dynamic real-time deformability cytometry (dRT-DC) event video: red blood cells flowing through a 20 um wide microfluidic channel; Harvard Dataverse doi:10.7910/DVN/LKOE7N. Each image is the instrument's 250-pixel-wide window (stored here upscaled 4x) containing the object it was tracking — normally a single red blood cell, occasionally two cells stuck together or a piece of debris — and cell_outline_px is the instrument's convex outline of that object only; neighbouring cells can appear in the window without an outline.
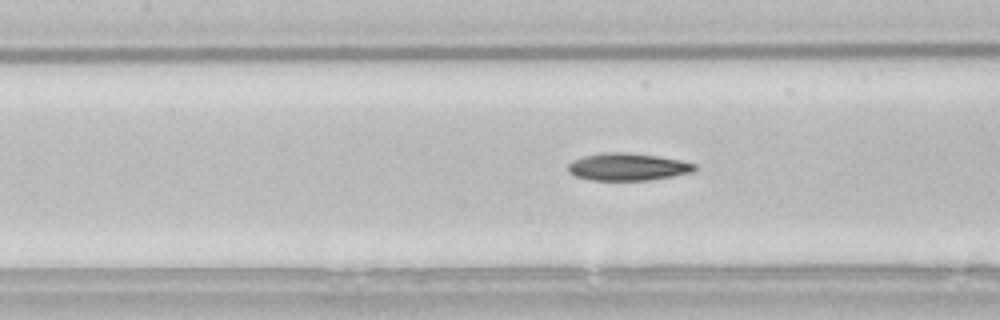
{"species": "common noctule bat (a hibernating species)", "species_latin": "Nyctalus noctula", "temperature_condition": "room temperature", "stored_images_in_passage": 38, "camera_frame_rate_fps": 3000, "um_per_image_px": 0.085, "animal": {"sex": "male", "body_mass_g": 21.5, "forearm_length_mm": 52.0}, "frame": {"image": 1, "passage_image": 11, "time_ms": 3.333, "image_size_px": [1000, 320], "cell_outline_px": [[696, 168], [692, 172], [672, 176], [648, 180], [592, 180], [576, 176], [568, 172], [568, 164], [572, 160], [584, 156], [600, 152], [624, 152], [656, 156], [680, 160], [696, 164]], "centroid_in_image_um": [53.32, 14.18], "position_along_channel_um": 154.1, "area_um2": 20.11}}
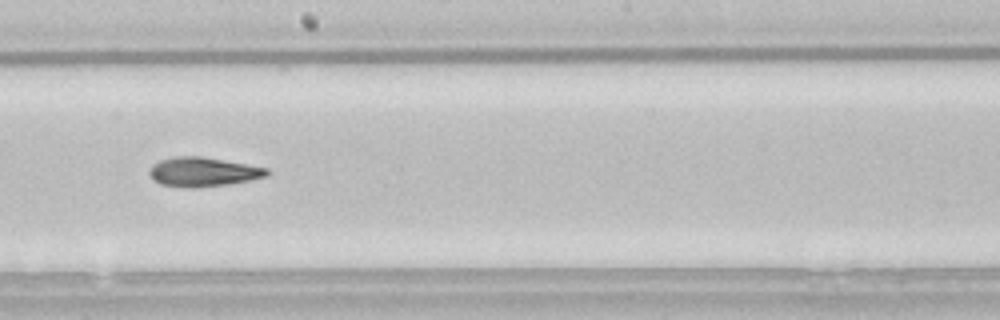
{"frame": {"image": 2, "passage_image": 17, "time_ms": 5.333, "image_size_px": [1000, 320], "cell_outline_px": [[272, 172], [268, 176], [228, 184], [196, 188], [184, 188], [160, 184], [152, 180], [148, 172], [152, 164], [160, 160], [176, 156], [200, 156], [268, 168]], "centroid_in_image_um": [17.23, 14.62], "position_along_channel_um": 231.0, "area_um2": 20.17}}
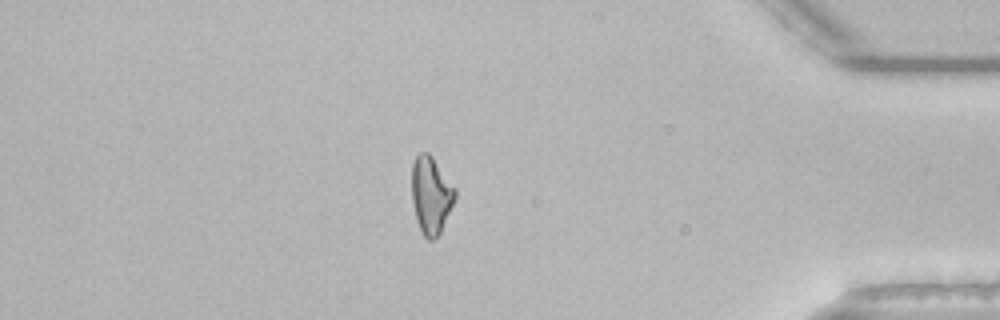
{"frame": {"image": 3, "passage_image": 33, "time_ms": 10.667, "image_size_px": [1000, 320], "cell_outline_px": [[456, 196], [440, 232], [432, 240], [428, 240], [424, 236], [416, 220], [412, 200], [412, 164], [416, 156], [420, 152], [428, 152], [432, 156], [456, 188]], "centroid_in_image_um": [36.63, 16.55], "position_along_channel_um": 398.6, "area_um2": 19.31}, "authors_computed_cell_mechanics": {"area_um2": 19.4497, "velocity_mm_per_s": 3.844, "shape_relaxation_time_tau1_ms": 6.0003, "shape_relaxation_time_tau2_ms": 7.2804, "deformation_change_tau1": 0.1744, "deformation_change_tau2": 0.1911}}